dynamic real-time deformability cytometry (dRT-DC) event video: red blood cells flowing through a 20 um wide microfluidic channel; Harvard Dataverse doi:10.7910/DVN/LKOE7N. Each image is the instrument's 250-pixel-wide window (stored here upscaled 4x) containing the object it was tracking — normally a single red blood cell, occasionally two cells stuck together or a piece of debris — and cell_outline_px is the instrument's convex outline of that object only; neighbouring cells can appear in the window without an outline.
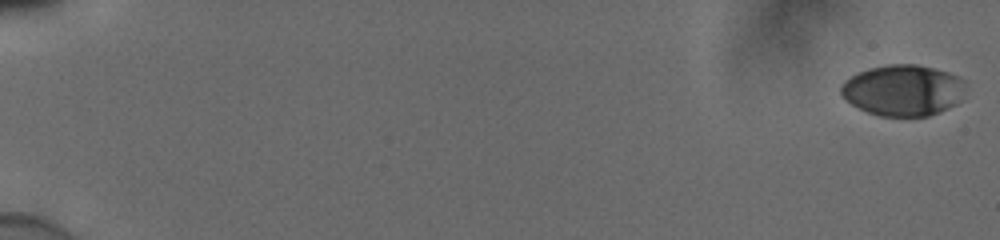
{"species": "human", "species_latin": "Homo sapiens", "temperature_condition": "cold", "stored_images_in_passage": 56, "camera_frame_rate_fps": 3000, "um_per_image_px": 0.085, "donor": {"sex": "male"}, "frame": {"image": 1, "passage_image": 1, "time_ms": 0.0, "image_size_px": [1000, 240], "cell_outline_px": [[964, 88], [960, 100], [956, 104], [940, 112], [928, 116], [880, 116], [868, 112], [844, 100], [840, 96], [840, 84], [844, 80], [856, 72], [868, 68], [888, 64], [916, 64], [948, 72], [964, 80]], "centroid_in_image_um": [76.71, 7.67], "position_along_channel_um": 8.3, "area_um2": 37.34}}
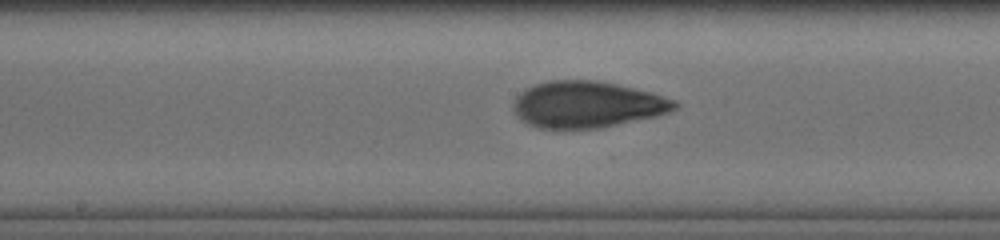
{"frame": {"image": 2, "passage_image": 32, "time_ms": 10.333, "image_size_px": [1000, 240], "cell_outline_px": [[680, 104], [676, 108], [668, 112], [656, 116], [596, 128], [540, 128], [528, 124], [512, 108], [512, 104], [516, 96], [524, 88], [548, 80], [596, 80], [616, 84], [652, 92], [676, 100]], "centroid_in_image_um": [49.91, 8.86], "position_along_channel_um": 198.3, "area_um2": 43.47}}
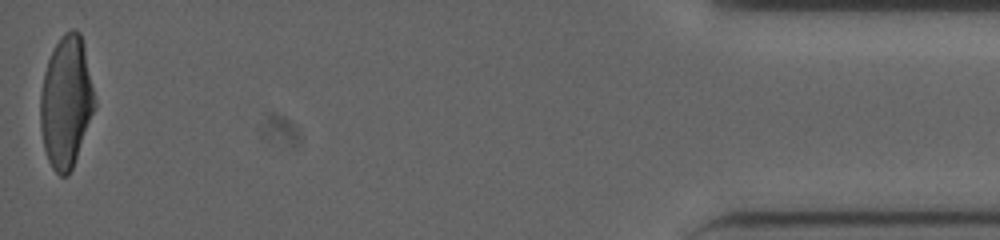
{"frame": {"image": 3, "passage_image": 56, "time_ms": 18.333, "image_size_px": [1000, 240], "cell_outline_px": [[96, 108], [72, 168], [68, 176], [60, 176], [52, 168], [48, 160], [44, 148], [40, 128], [40, 92], [44, 72], [48, 60], [60, 36], [64, 32], [72, 28], [76, 28], [80, 32], [84, 44], [96, 104]], "centroid_in_image_um": [5.62, 8.65], "position_along_channel_um": 429.6, "area_um2": 41.85}, "authors_computed_cell_mechanics": {"area_um2": 41.1247, "velocity_mm_per_s": 3.8692, "shape_relaxation_time_tau1_ms": 4.8299, "shape_relaxation_time_tau2_ms": 1.2804, "deformation_change_tau1": 0.1815, "deformation_change_tau2": 0.066}}